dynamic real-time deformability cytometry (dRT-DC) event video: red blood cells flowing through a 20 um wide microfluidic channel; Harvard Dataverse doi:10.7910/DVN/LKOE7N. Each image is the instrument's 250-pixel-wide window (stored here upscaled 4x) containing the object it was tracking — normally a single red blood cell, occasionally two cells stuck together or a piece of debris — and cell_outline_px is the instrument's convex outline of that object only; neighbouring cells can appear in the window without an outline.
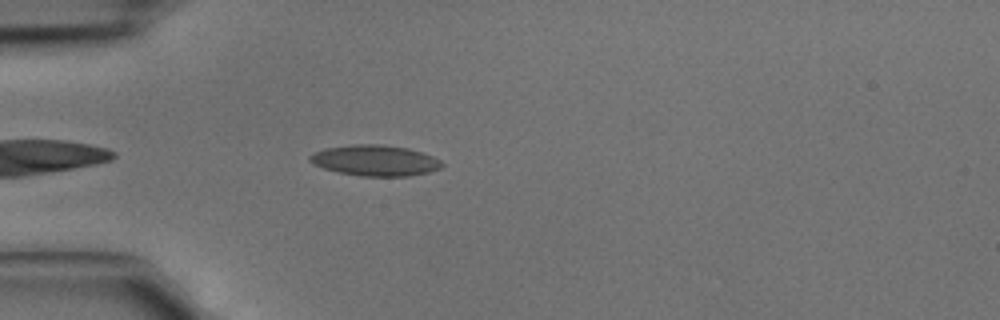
{"species": "common noctule bat (a hibernating species)", "species_latin": "Nyctalus noctula", "temperature_condition": "cold", "stored_images_in_passage": 4, "camera_frame_rate_fps": 3000, "um_per_image_px": 0.085, "animal": {"sex": "male", "body_mass_g": 15.6}, "frame": {"image": 1, "passage_image": 4, "time_ms": 1.0, "image_size_px": [1000, 320], "cell_outline_px": [[444, 164], [440, 168], [428, 172], [408, 176], [360, 176], [340, 172], [324, 168], [308, 160], [308, 156], [324, 148], [352, 144], [380, 144], [408, 148], [432, 156], [440, 160]], "centroid_in_image_um": [31.89, 13.63], "position_along_channel_um": 53.1, "area_um2": 23.52}}